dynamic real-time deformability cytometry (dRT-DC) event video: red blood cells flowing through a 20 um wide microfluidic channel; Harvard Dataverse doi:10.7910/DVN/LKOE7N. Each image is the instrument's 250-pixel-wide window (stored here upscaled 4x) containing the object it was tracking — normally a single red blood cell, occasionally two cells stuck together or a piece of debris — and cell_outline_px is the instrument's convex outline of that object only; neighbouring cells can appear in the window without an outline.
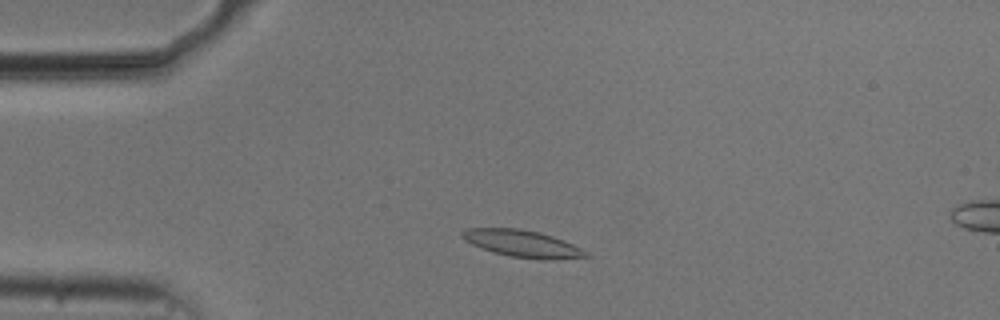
{"species": "common noctule bat (a hibernating species)", "species_latin": "Nyctalus noctula", "temperature_condition": "cold", "stored_images_in_passage": 11, "camera_frame_rate_fps": 3000, "um_per_image_px": 0.085, "animal": {"sex": "male", "body_mass_g": 20.5, "forearm_length_mm": 52.5}, "frame": {"image": 1, "passage_image": 7, "time_ms": 2.0, "image_size_px": [1000, 320], "cell_outline_px": [[592, 256], [548, 260], [540, 260], [508, 256], [472, 244], [464, 240], [460, 236], [460, 232], [464, 228], [520, 228], [540, 232], [564, 240], [588, 252]], "centroid_in_image_um": [44.4, 20.7], "position_along_channel_um": 40.6, "area_um2": 19.54}}